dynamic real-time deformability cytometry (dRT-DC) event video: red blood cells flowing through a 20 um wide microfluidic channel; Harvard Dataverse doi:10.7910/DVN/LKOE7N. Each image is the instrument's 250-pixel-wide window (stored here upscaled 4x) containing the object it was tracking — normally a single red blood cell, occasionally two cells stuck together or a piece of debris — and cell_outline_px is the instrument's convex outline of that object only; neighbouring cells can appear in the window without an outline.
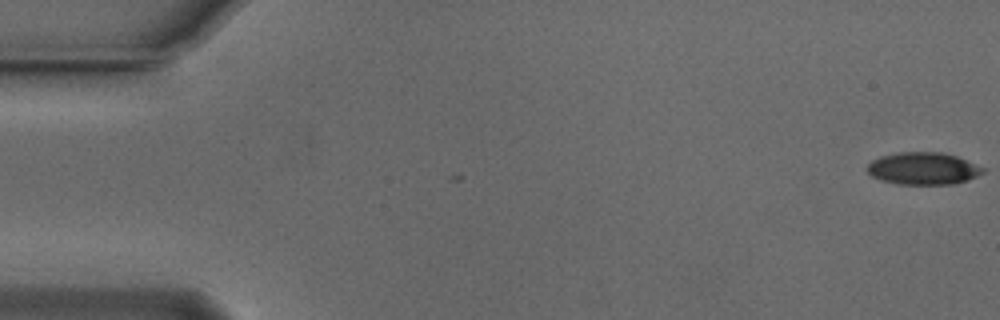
{"species": "Egyptian fruit bat (a non-hibernating species)", "species_latin": "Rousettus aegyptiacus", "temperature_condition": "cold", "stored_images_in_passage": 4, "camera_frame_rate_fps": 3000, "um_per_image_px": 0.085, "animal": {"sex": "male"}, "frame": {"image": 1, "passage_image": 1, "time_ms": 0.0, "image_size_px": [1000, 320], "cell_outline_px": [[984, 172], [968, 180], [952, 184], [900, 184], [884, 180], [872, 176], [868, 172], [868, 164], [872, 160], [880, 156], [896, 152], [944, 152], [956, 156], [984, 168]], "centroid_in_image_um": [78.47, 14.31], "position_along_channel_um": 6.5, "area_um2": 21.56}}